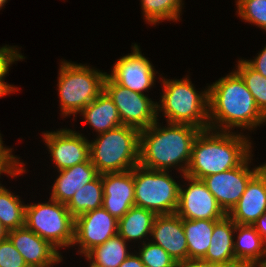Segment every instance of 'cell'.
Masks as SVG:
<instances>
[{
	"mask_svg": "<svg viewBox=\"0 0 266 267\" xmlns=\"http://www.w3.org/2000/svg\"><path fill=\"white\" fill-rule=\"evenodd\" d=\"M118 234V220L103 207L88 211L75 218L74 242L84 256Z\"/></svg>",
	"mask_w": 266,
	"mask_h": 267,
	"instance_id": "cell-12",
	"label": "cell"
},
{
	"mask_svg": "<svg viewBox=\"0 0 266 267\" xmlns=\"http://www.w3.org/2000/svg\"><path fill=\"white\" fill-rule=\"evenodd\" d=\"M126 246V241L119 234H116L102 245L91 249L85 257L97 267H119L130 255L126 251Z\"/></svg>",
	"mask_w": 266,
	"mask_h": 267,
	"instance_id": "cell-25",
	"label": "cell"
},
{
	"mask_svg": "<svg viewBox=\"0 0 266 267\" xmlns=\"http://www.w3.org/2000/svg\"><path fill=\"white\" fill-rule=\"evenodd\" d=\"M90 267H97V266H95V265H93L92 263H90Z\"/></svg>",
	"mask_w": 266,
	"mask_h": 267,
	"instance_id": "cell-44",
	"label": "cell"
},
{
	"mask_svg": "<svg viewBox=\"0 0 266 267\" xmlns=\"http://www.w3.org/2000/svg\"><path fill=\"white\" fill-rule=\"evenodd\" d=\"M235 226L236 224L228 215L214 225L211 242L203 260L223 267H242L234 255Z\"/></svg>",
	"mask_w": 266,
	"mask_h": 267,
	"instance_id": "cell-19",
	"label": "cell"
},
{
	"mask_svg": "<svg viewBox=\"0 0 266 267\" xmlns=\"http://www.w3.org/2000/svg\"><path fill=\"white\" fill-rule=\"evenodd\" d=\"M183 177L190 184L186 189L179 187L176 214L182 219L191 220H221L227 215L202 179L188 175Z\"/></svg>",
	"mask_w": 266,
	"mask_h": 267,
	"instance_id": "cell-10",
	"label": "cell"
},
{
	"mask_svg": "<svg viewBox=\"0 0 266 267\" xmlns=\"http://www.w3.org/2000/svg\"><path fill=\"white\" fill-rule=\"evenodd\" d=\"M235 70L243 79L260 111L266 116V77L251 68L245 60L238 61Z\"/></svg>",
	"mask_w": 266,
	"mask_h": 267,
	"instance_id": "cell-29",
	"label": "cell"
},
{
	"mask_svg": "<svg viewBox=\"0 0 266 267\" xmlns=\"http://www.w3.org/2000/svg\"><path fill=\"white\" fill-rule=\"evenodd\" d=\"M7 0H0V9L2 8V6H4V4L6 3Z\"/></svg>",
	"mask_w": 266,
	"mask_h": 267,
	"instance_id": "cell-42",
	"label": "cell"
},
{
	"mask_svg": "<svg viewBox=\"0 0 266 267\" xmlns=\"http://www.w3.org/2000/svg\"><path fill=\"white\" fill-rule=\"evenodd\" d=\"M155 74L148 58L134 44L133 52L117 60L112 73L107 75L118 85L143 94V91L153 86Z\"/></svg>",
	"mask_w": 266,
	"mask_h": 267,
	"instance_id": "cell-14",
	"label": "cell"
},
{
	"mask_svg": "<svg viewBox=\"0 0 266 267\" xmlns=\"http://www.w3.org/2000/svg\"><path fill=\"white\" fill-rule=\"evenodd\" d=\"M58 91L63 116L80 113L103 90L107 73L89 66L61 62Z\"/></svg>",
	"mask_w": 266,
	"mask_h": 267,
	"instance_id": "cell-6",
	"label": "cell"
},
{
	"mask_svg": "<svg viewBox=\"0 0 266 267\" xmlns=\"http://www.w3.org/2000/svg\"><path fill=\"white\" fill-rule=\"evenodd\" d=\"M210 131V128L201 130L194 139L185 175L203 179L238 167L250 156L251 142L244 135Z\"/></svg>",
	"mask_w": 266,
	"mask_h": 267,
	"instance_id": "cell-3",
	"label": "cell"
},
{
	"mask_svg": "<svg viewBox=\"0 0 266 267\" xmlns=\"http://www.w3.org/2000/svg\"><path fill=\"white\" fill-rule=\"evenodd\" d=\"M266 211V163L247 183L243 195L227 214L235 224L253 225Z\"/></svg>",
	"mask_w": 266,
	"mask_h": 267,
	"instance_id": "cell-17",
	"label": "cell"
},
{
	"mask_svg": "<svg viewBox=\"0 0 266 267\" xmlns=\"http://www.w3.org/2000/svg\"><path fill=\"white\" fill-rule=\"evenodd\" d=\"M60 174L52 186V200L67 204L76 191L93 181L99 173L91 160L58 171Z\"/></svg>",
	"mask_w": 266,
	"mask_h": 267,
	"instance_id": "cell-20",
	"label": "cell"
},
{
	"mask_svg": "<svg viewBox=\"0 0 266 267\" xmlns=\"http://www.w3.org/2000/svg\"><path fill=\"white\" fill-rule=\"evenodd\" d=\"M90 145V160L99 174L125 172L139 165L140 130L121 125L107 132Z\"/></svg>",
	"mask_w": 266,
	"mask_h": 267,
	"instance_id": "cell-4",
	"label": "cell"
},
{
	"mask_svg": "<svg viewBox=\"0 0 266 267\" xmlns=\"http://www.w3.org/2000/svg\"><path fill=\"white\" fill-rule=\"evenodd\" d=\"M167 172L141 165L133 168L135 206L151 210L156 215L176 212L180 184Z\"/></svg>",
	"mask_w": 266,
	"mask_h": 267,
	"instance_id": "cell-7",
	"label": "cell"
},
{
	"mask_svg": "<svg viewBox=\"0 0 266 267\" xmlns=\"http://www.w3.org/2000/svg\"><path fill=\"white\" fill-rule=\"evenodd\" d=\"M156 214L145 208L132 206L129 211L118 220V234L126 241L142 239L151 234Z\"/></svg>",
	"mask_w": 266,
	"mask_h": 267,
	"instance_id": "cell-23",
	"label": "cell"
},
{
	"mask_svg": "<svg viewBox=\"0 0 266 267\" xmlns=\"http://www.w3.org/2000/svg\"><path fill=\"white\" fill-rule=\"evenodd\" d=\"M245 62L254 70L259 72L262 76L266 77V46L262 50L261 53L258 54V56L252 61Z\"/></svg>",
	"mask_w": 266,
	"mask_h": 267,
	"instance_id": "cell-35",
	"label": "cell"
},
{
	"mask_svg": "<svg viewBox=\"0 0 266 267\" xmlns=\"http://www.w3.org/2000/svg\"><path fill=\"white\" fill-rule=\"evenodd\" d=\"M256 231L260 234V236L263 238L264 243L266 245V211L263 213V215L257 219V221L253 224Z\"/></svg>",
	"mask_w": 266,
	"mask_h": 267,
	"instance_id": "cell-38",
	"label": "cell"
},
{
	"mask_svg": "<svg viewBox=\"0 0 266 267\" xmlns=\"http://www.w3.org/2000/svg\"><path fill=\"white\" fill-rule=\"evenodd\" d=\"M104 91L117 107L122 125L143 130L158 120L157 102L145 94L118 85L108 75L104 79Z\"/></svg>",
	"mask_w": 266,
	"mask_h": 267,
	"instance_id": "cell-9",
	"label": "cell"
},
{
	"mask_svg": "<svg viewBox=\"0 0 266 267\" xmlns=\"http://www.w3.org/2000/svg\"><path fill=\"white\" fill-rule=\"evenodd\" d=\"M250 158L251 155L238 167L202 179L226 214L237 204L250 179L264 166L250 170Z\"/></svg>",
	"mask_w": 266,
	"mask_h": 267,
	"instance_id": "cell-11",
	"label": "cell"
},
{
	"mask_svg": "<svg viewBox=\"0 0 266 267\" xmlns=\"http://www.w3.org/2000/svg\"><path fill=\"white\" fill-rule=\"evenodd\" d=\"M168 124L161 128L156 120L148 128L140 130L139 165L168 171L170 166L177 164L185 175L191 160L192 144L201 129L187 124ZM181 162L185 165H178Z\"/></svg>",
	"mask_w": 266,
	"mask_h": 267,
	"instance_id": "cell-2",
	"label": "cell"
},
{
	"mask_svg": "<svg viewBox=\"0 0 266 267\" xmlns=\"http://www.w3.org/2000/svg\"><path fill=\"white\" fill-rule=\"evenodd\" d=\"M15 89V86L7 84L6 82H0V97H3L4 95L9 94L10 92H13Z\"/></svg>",
	"mask_w": 266,
	"mask_h": 267,
	"instance_id": "cell-40",
	"label": "cell"
},
{
	"mask_svg": "<svg viewBox=\"0 0 266 267\" xmlns=\"http://www.w3.org/2000/svg\"><path fill=\"white\" fill-rule=\"evenodd\" d=\"M237 8L242 19L266 30V0H237Z\"/></svg>",
	"mask_w": 266,
	"mask_h": 267,
	"instance_id": "cell-30",
	"label": "cell"
},
{
	"mask_svg": "<svg viewBox=\"0 0 266 267\" xmlns=\"http://www.w3.org/2000/svg\"><path fill=\"white\" fill-rule=\"evenodd\" d=\"M8 238L29 267H53L62 261L59 251L26 226L8 231Z\"/></svg>",
	"mask_w": 266,
	"mask_h": 267,
	"instance_id": "cell-16",
	"label": "cell"
},
{
	"mask_svg": "<svg viewBox=\"0 0 266 267\" xmlns=\"http://www.w3.org/2000/svg\"><path fill=\"white\" fill-rule=\"evenodd\" d=\"M265 263H263L262 265H260L259 267H266V259L264 260Z\"/></svg>",
	"mask_w": 266,
	"mask_h": 267,
	"instance_id": "cell-43",
	"label": "cell"
},
{
	"mask_svg": "<svg viewBox=\"0 0 266 267\" xmlns=\"http://www.w3.org/2000/svg\"><path fill=\"white\" fill-rule=\"evenodd\" d=\"M1 135V134H0ZM2 138L0 136V164L3 165H22L23 163H19L18 158L11 154V148L3 147Z\"/></svg>",
	"mask_w": 266,
	"mask_h": 267,
	"instance_id": "cell-36",
	"label": "cell"
},
{
	"mask_svg": "<svg viewBox=\"0 0 266 267\" xmlns=\"http://www.w3.org/2000/svg\"><path fill=\"white\" fill-rule=\"evenodd\" d=\"M144 264L141 262L139 255H129L119 267H143Z\"/></svg>",
	"mask_w": 266,
	"mask_h": 267,
	"instance_id": "cell-39",
	"label": "cell"
},
{
	"mask_svg": "<svg viewBox=\"0 0 266 267\" xmlns=\"http://www.w3.org/2000/svg\"><path fill=\"white\" fill-rule=\"evenodd\" d=\"M237 241H234V255L242 267H259L265 263L266 245L253 225L236 224ZM263 260L261 261V259Z\"/></svg>",
	"mask_w": 266,
	"mask_h": 267,
	"instance_id": "cell-21",
	"label": "cell"
},
{
	"mask_svg": "<svg viewBox=\"0 0 266 267\" xmlns=\"http://www.w3.org/2000/svg\"><path fill=\"white\" fill-rule=\"evenodd\" d=\"M102 207L117 220L135 206L133 169L125 172L102 173Z\"/></svg>",
	"mask_w": 266,
	"mask_h": 267,
	"instance_id": "cell-15",
	"label": "cell"
},
{
	"mask_svg": "<svg viewBox=\"0 0 266 267\" xmlns=\"http://www.w3.org/2000/svg\"><path fill=\"white\" fill-rule=\"evenodd\" d=\"M8 237V231L0 222V241L6 239Z\"/></svg>",
	"mask_w": 266,
	"mask_h": 267,
	"instance_id": "cell-41",
	"label": "cell"
},
{
	"mask_svg": "<svg viewBox=\"0 0 266 267\" xmlns=\"http://www.w3.org/2000/svg\"><path fill=\"white\" fill-rule=\"evenodd\" d=\"M43 137L59 171L90 160V141L80 133L60 129Z\"/></svg>",
	"mask_w": 266,
	"mask_h": 267,
	"instance_id": "cell-13",
	"label": "cell"
},
{
	"mask_svg": "<svg viewBox=\"0 0 266 267\" xmlns=\"http://www.w3.org/2000/svg\"><path fill=\"white\" fill-rule=\"evenodd\" d=\"M146 21L156 24L162 20H178L182 0H141Z\"/></svg>",
	"mask_w": 266,
	"mask_h": 267,
	"instance_id": "cell-28",
	"label": "cell"
},
{
	"mask_svg": "<svg viewBox=\"0 0 266 267\" xmlns=\"http://www.w3.org/2000/svg\"><path fill=\"white\" fill-rule=\"evenodd\" d=\"M0 267H29L8 237L0 241Z\"/></svg>",
	"mask_w": 266,
	"mask_h": 267,
	"instance_id": "cell-32",
	"label": "cell"
},
{
	"mask_svg": "<svg viewBox=\"0 0 266 267\" xmlns=\"http://www.w3.org/2000/svg\"><path fill=\"white\" fill-rule=\"evenodd\" d=\"M23 168H24L23 165H3V164H0V175H1V173H6L10 176L15 177L16 175H20L21 173L25 172V170Z\"/></svg>",
	"mask_w": 266,
	"mask_h": 267,
	"instance_id": "cell-37",
	"label": "cell"
},
{
	"mask_svg": "<svg viewBox=\"0 0 266 267\" xmlns=\"http://www.w3.org/2000/svg\"><path fill=\"white\" fill-rule=\"evenodd\" d=\"M19 59H24L23 56L18 53L14 46H3L0 48V82L4 81L5 75L8 73L10 65Z\"/></svg>",
	"mask_w": 266,
	"mask_h": 267,
	"instance_id": "cell-33",
	"label": "cell"
},
{
	"mask_svg": "<svg viewBox=\"0 0 266 267\" xmlns=\"http://www.w3.org/2000/svg\"><path fill=\"white\" fill-rule=\"evenodd\" d=\"M80 115H83L85 122L98 134L122 125L117 107L104 90L81 111Z\"/></svg>",
	"mask_w": 266,
	"mask_h": 267,
	"instance_id": "cell-22",
	"label": "cell"
},
{
	"mask_svg": "<svg viewBox=\"0 0 266 267\" xmlns=\"http://www.w3.org/2000/svg\"><path fill=\"white\" fill-rule=\"evenodd\" d=\"M218 221L182 219L188 246V258H203L206 255L214 225Z\"/></svg>",
	"mask_w": 266,
	"mask_h": 267,
	"instance_id": "cell-24",
	"label": "cell"
},
{
	"mask_svg": "<svg viewBox=\"0 0 266 267\" xmlns=\"http://www.w3.org/2000/svg\"><path fill=\"white\" fill-rule=\"evenodd\" d=\"M151 236L177 262L188 258V246L182 218L176 214L156 215Z\"/></svg>",
	"mask_w": 266,
	"mask_h": 267,
	"instance_id": "cell-18",
	"label": "cell"
},
{
	"mask_svg": "<svg viewBox=\"0 0 266 267\" xmlns=\"http://www.w3.org/2000/svg\"><path fill=\"white\" fill-rule=\"evenodd\" d=\"M208 89L211 130L216 129L217 132L218 128L227 132L233 126L249 130L266 122V116L260 111L254 97L236 71L219 79Z\"/></svg>",
	"mask_w": 266,
	"mask_h": 267,
	"instance_id": "cell-1",
	"label": "cell"
},
{
	"mask_svg": "<svg viewBox=\"0 0 266 267\" xmlns=\"http://www.w3.org/2000/svg\"><path fill=\"white\" fill-rule=\"evenodd\" d=\"M162 81L164 93L161 96L162 105L157 103V111H164L167 122L208 129L209 89L198 94L187 78Z\"/></svg>",
	"mask_w": 266,
	"mask_h": 267,
	"instance_id": "cell-5",
	"label": "cell"
},
{
	"mask_svg": "<svg viewBox=\"0 0 266 267\" xmlns=\"http://www.w3.org/2000/svg\"><path fill=\"white\" fill-rule=\"evenodd\" d=\"M26 205L18 196L0 186V222L7 231L25 226Z\"/></svg>",
	"mask_w": 266,
	"mask_h": 267,
	"instance_id": "cell-27",
	"label": "cell"
},
{
	"mask_svg": "<svg viewBox=\"0 0 266 267\" xmlns=\"http://www.w3.org/2000/svg\"><path fill=\"white\" fill-rule=\"evenodd\" d=\"M103 195V183L101 174H99L93 181L76 191L66 207L76 218L83 213L101 208Z\"/></svg>",
	"mask_w": 266,
	"mask_h": 267,
	"instance_id": "cell-26",
	"label": "cell"
},
{
	"mask_svg": "<svg viewBox=\"0 0 266 267\" xmlns=\"http://www.w3.org/2000/svg\"><path fill=\"white\" fill-rule=\"evenodd\" d=\"M175 267H223L220 264L212 263L202 258H187L175 263Z\"/></svg>",
	"mask_w": 266,
	"mask_h": 267,
	"instance_id": "cell-34",
	"label": "cell"
},
{
	"mask_svg": "<svg viewBox=\"0 0 266 267\" xmlns=\"http://www.w3.org/2000/svg\"><path fill=\"white\" fill-rule=\"evenodd\" d=\"M49 202L26 205L25 226L56 249L73 246L75 218L66 204Z\"/></svg>",
	"mask_w": 266,
	"mask_h": 267,
	"instance_id": "cell-8",
	"label": "cell"
},
{
	"mask_svg": "<svg viewBox=\"0 0 266 267\" xmlns=\"http://www.w3.org/2000/svg\"><path fill=\"white\" fill-rule=\"evenodd\" d=\"M139 257L141 262L148 267H175L176 261L161 246L143 241Z\"/></svg>",
	"mask_w": 266,
	"mask_h": 267,
	"instance_id": "cell-31",
	"label": "cell"
}]
</instances>
